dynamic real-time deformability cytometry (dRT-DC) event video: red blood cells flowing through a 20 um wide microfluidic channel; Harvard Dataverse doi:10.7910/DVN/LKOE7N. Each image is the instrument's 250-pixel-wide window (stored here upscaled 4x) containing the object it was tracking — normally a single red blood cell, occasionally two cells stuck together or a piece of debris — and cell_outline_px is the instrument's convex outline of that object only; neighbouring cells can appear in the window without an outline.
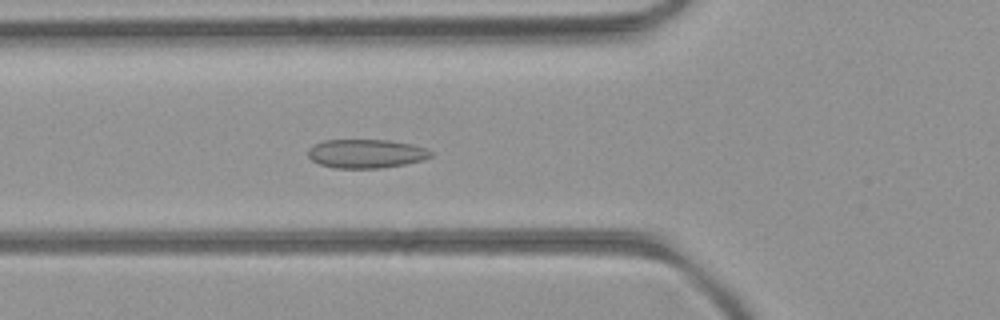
{"species": "common noctule bat (a hibernating species)", "species_latin": "Nyctalus noctula", "temperature_condition": "room temperature", "stored_images_in_passage": 53, "camera_frame_rate_fps": 3000, "um_per_image_px": 0.085, "animal": {"sex": "female", "body_mass_g": 21.9}, "frame": {"image": 1, "passage_image": 19, "time_ms": 6.0, "image_size_px": [1000, 320], "cell_outline_px": [[432, 156], [420, 160], [404, 164], [380, 168], [336, 168], [320, 164], [312, 160], [308, 156], [308, 148], [312, 144], [324, 140], [388, 140], [412, 144], [424, 148], [432, 152]], "centroid_in_image_um": [31.07, 13.05], "position_along_channel_um": 94.7, "area_um2": 20.52}}
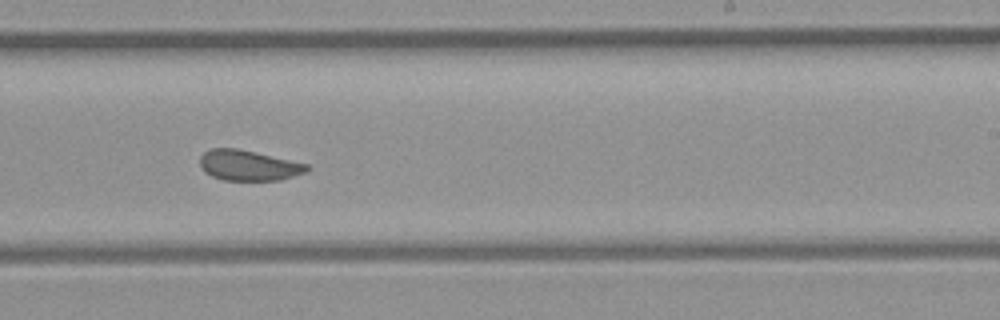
{"frame": {"image": 2, "passage_image": 32, "time_ms": 10.333, "image_size_px": [1000, 320], "cell_outline_px": [[308, 172], [280, 180], [224, 180], [212, 176], [204, 172], [200, 164], [200, 156], [204, 152], [212, 148], [236, 148], [308, 164]], "centroid_in_image_um": [21.11, 14.06], "position_along_channel_um": 267.9, "area_um2": 18.84}}
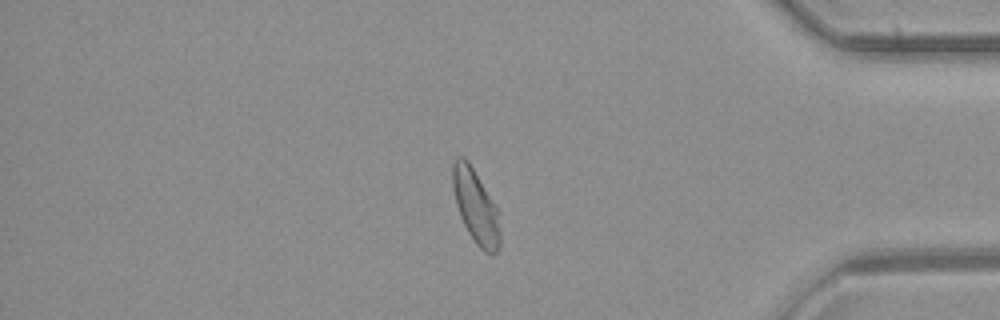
{"frame": {"image": 3, "passage_image": 44, "time_ms": 14.333, "image_size_px": [1000, 320], "cell_outline_px": [[500, 244], [496, 252], [492, 256], [484, 252], [476, 244], [468, 232], [460, 216], [456, 204], [452, 184], [452, 164], [456, 156], [464, 156], [468, 160], [492, 200], [496, 208], [500, 232]], "centroid_in_image_um": [40.41, 17.55], "position_along_channel_um": 394.8, "area_um2": 20.23}, "authors_computed_cell_mechanics": {"area_um2": 20.519, "velocity_mm_per_s": 3.9892, "shape_relaxation_time_tau1_ms": 4.9565, "shape_relaxation_time_tau2_ms": 1.2433, "deformation_change_tau1": 0.0962, "deformation_change_tau2": 0.0492}}